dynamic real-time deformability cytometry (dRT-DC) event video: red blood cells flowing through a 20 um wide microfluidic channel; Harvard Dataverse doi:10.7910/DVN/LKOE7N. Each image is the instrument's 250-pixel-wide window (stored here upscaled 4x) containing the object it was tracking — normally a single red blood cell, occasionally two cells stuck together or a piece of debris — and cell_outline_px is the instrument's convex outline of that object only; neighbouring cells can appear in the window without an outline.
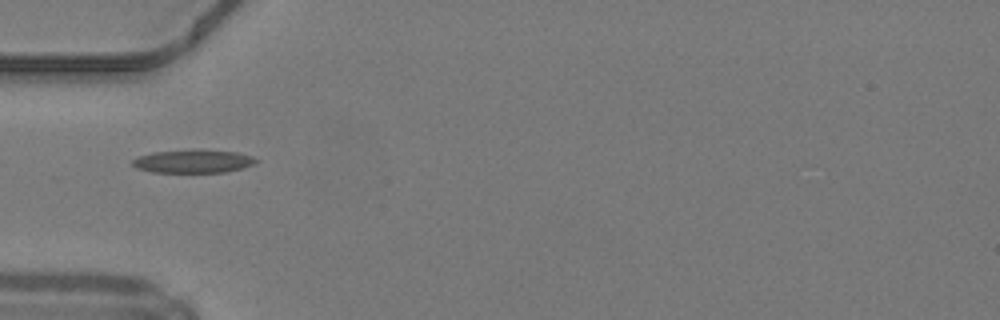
{"species": "common noctule bat (a hibernating species)", "species_latin": "Nyctalus noctula", "temperature_condition": "warm", "stored_images_in_passage": 34, "camera_frame_rate_fps": 3000, "um_per_image_px": 0.085, "animal": {"sex": "male", "body_mass_g": 19.2, "forearm_length_mm": 51.8}, "frame": {"image": 1, "passage_image": 1, "time_ms": 0.0, "image_size_px": [1000, 320], "cell_outline_px": [[260, 160], [256, 164], [244, 168], [224, 172], [152, 172], [136, 168], [132, 164], [132, 160], [140, 156], [152, 152], [236, 152], [252, 156]], "centroid_in_image_um": [16.46, 13.76], "position_along_channel_um": 68.5, "area_um2": 15.9}}
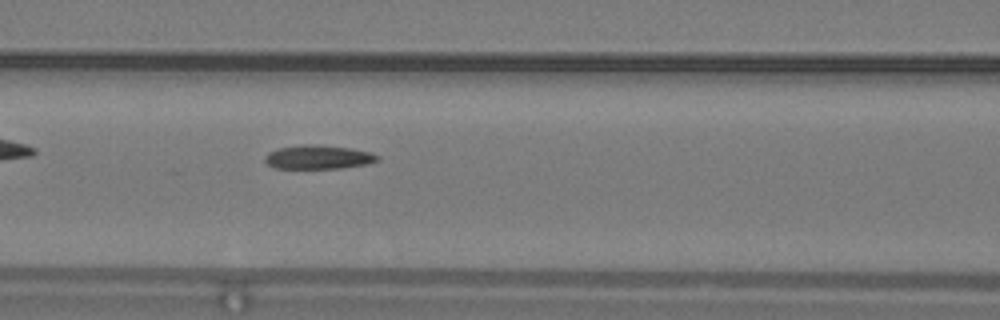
{"frame": {"image": 2, "passage_image": 6, "time_ms": 1.667, "image_size_px": [1000, 320], "cell_outline_px": [[380, 160], [368, 164], [340, 168], [276, 168], [268, 164], [264, 160], [264, 156], [268, 152], [276, 148], [300, 144], [312, 144], [352, 148], [368, 152], [380, 156]], "centroid_in_image_um": [27.04, 13.34], "position_along_channel_um": 139.6, "area_um2": 15.78}}
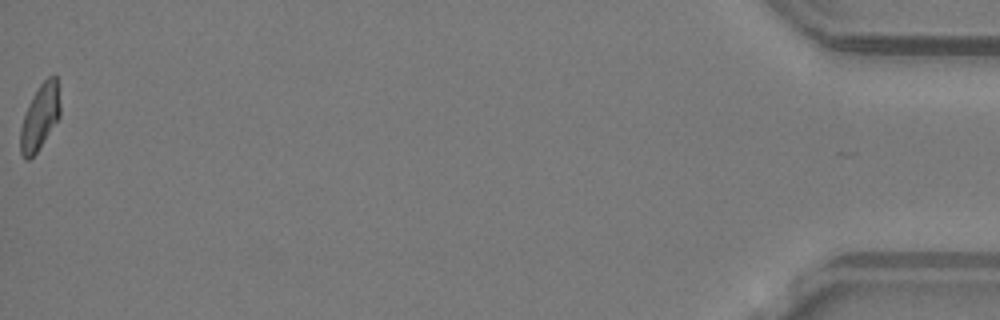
{"frame": {"image": 3, "passage_image": 34, "time_ms": 11.0, "image_size_px": [1000, 320], "cell_outline_px": [[60, 116], [36, 152], [28, 160], [24, 160], [20, 152], [20, 128], [24, 116], [40, 84], [48, 76], [56, 76], [60, 104]], "centroid_in_image_um": [3.39, 9.98], "position_along_channel_um": 431.8, "area_um2": 14.68}, "authors_computed_cell_mechanics": {"area_um2": 15.8083, "velocity_mm_per_s": 4.2244, "shape_relaxation_time_tau1_ms": null, "shape_relaxation_time_tau2_ms": 3.032, "deformation_change_tau1": null, "deformation_change_tau2": 0.1141}}